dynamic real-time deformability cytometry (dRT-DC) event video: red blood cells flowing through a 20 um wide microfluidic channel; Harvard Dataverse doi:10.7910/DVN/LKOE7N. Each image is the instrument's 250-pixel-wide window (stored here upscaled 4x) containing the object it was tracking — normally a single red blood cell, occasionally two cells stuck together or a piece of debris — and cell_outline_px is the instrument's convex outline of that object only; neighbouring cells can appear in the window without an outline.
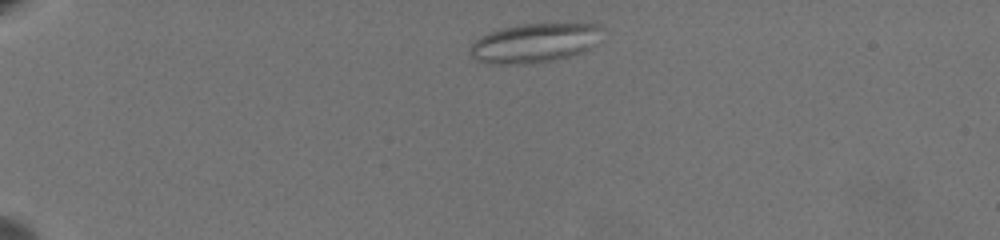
{"species": "common noctule bat (a hibernating species)", "species_latin": "Nyctalus noctula", "temperature_condition": "warm", "stored_images_in_passage": 50, "camera_frame_rate_fps": 3000, "um_per_image_px": 0.085, "animal": {"sex": "female", "body_mass_g": 19.5, "forearm_length_mm": 54.1}, "frame": {"image": 1, "passage_image": 4, "time_ms": 1.0, "image_size_px": [1000, 240], "cell_outline_px": [[600, 28], [588, 48], [580, 52], [568, 56], [552, 60], [524, 64], [488, 64], [476, 60], [468, 52], [468, 48], [480, 36], [488, 32], [500, 28], [520, 24], [596, 24]], "centroid_in_image_um": [45.25, 3.66], "position_along_channel_um": 39.7, "area_um2": 29.48}}
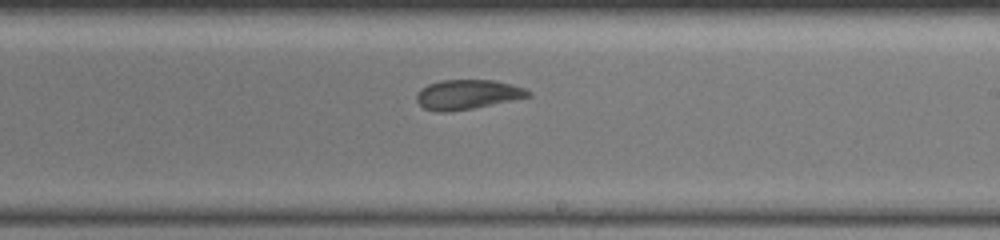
{"frame": {"image": 2, "passage_image": 28, "time_ms": 9.0, "image_size_px": [1000, 240], "cell_outline_px": [[532, 96], [472, 108], [444, 112], [436, 112], [424, 108], [416, 100], [416, 92], [420, 88], [428, 84], [440, 80], [496, 80], [524, 88], [532, 92]], "centroid_in_image_um": [39.7, 8.02], "position_along_channel_um": 249.3, "area_um2": 19.25}}
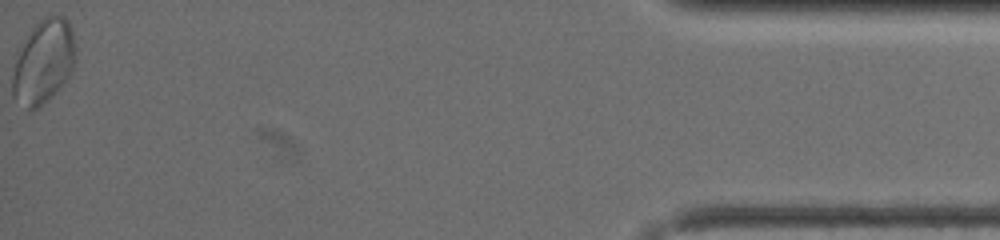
{"frame": {"image": 3, "passage_image": 50, "time_ms": 16.333, "image_size_px": [1000, 240], "cell_outline_px": [[76, 60], [68, 76], [56, 92], [48, 100], [36, 108], [28, 108], [12, 96], [12, 76], [16, 60], [32, 28], [44, 16], [52, 12], [68, 20], [72, 32]], "centroid_in_image_um": [3.72, 5.22], "position_along_channel_um": 431.5, "area_um2": 30.11}, "authors_computed_cell_mechanics": {"area_um2": 23.0333, "velocity_mm_per_s": 3.523, "shape_relaxation_time_tau1_ms": null, "shape_relaxation_time_tau2_ms": 4.7264, "deformation_change_tau1": null, "deformation_change_tau2": 0.0924}}